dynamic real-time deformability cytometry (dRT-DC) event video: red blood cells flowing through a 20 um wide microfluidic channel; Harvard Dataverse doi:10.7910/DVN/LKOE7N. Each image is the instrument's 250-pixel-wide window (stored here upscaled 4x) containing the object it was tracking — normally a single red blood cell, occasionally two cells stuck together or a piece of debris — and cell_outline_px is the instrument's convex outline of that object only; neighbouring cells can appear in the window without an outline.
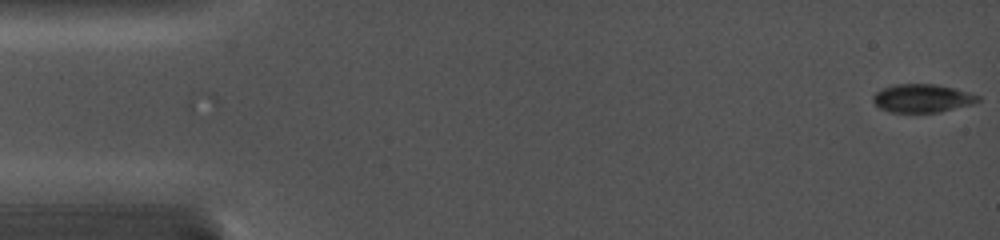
{"species": "common noctule bat (a hibernating species)", "species_latin": "Nyctalus noctula", "temperature_condition": "cold", "stored_images_in_passage": 2, "camera_frame_rate_fps": 5000, "um_per_image_px": 0.085, "animal": {"sex": "female", "body_mass_g": 19.0, "forearm_length_mm": 56.7}, "frame": {"image": 1, "passage_image": 1, "time_ms": 0.0, "image_size_px": [1000, 240], "cell_outline_px": [[980, 100], [972, 104], [940, 112], [888, 112], [880, 108], [872, 100], [872, 96], [876, 92], [884, 88], [896, 84], [936, 84], [956, 88], [980, 96]], "centroid_in_image_um": [78.4, 8.35], "position_along_channel_um": 6.6, "area_um2": 17.28}}